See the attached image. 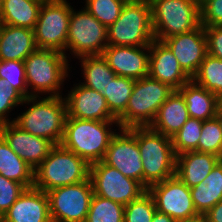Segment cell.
<instances>
[{
    "instance_id": "cell-1",
    "label": "cell",
    "mask_w": 222,
    "mask_h": 222,
    "mask_svg": "<svg viewBox=\"0 0 222 222\" xmlns=\"http://www.w3.org/2000/svg\"><path fill=\"white\" fill-rule=\"evenodd\" d=\"M30 105L13 122L22 130L34 136L45 138L54 145H60L64 136L67 117L66 103L63 96H30L23 100Z\"/></svg>"
},
{
    "instance_id": "cell-39",
    "label": "cell",
    "mask_w": 222,
    "mask_h": 222,
    "mask_svg": "<svg viewBox=\"0 0 222 222\" xmlns=\"http://www.w3.org/2000/svg\"><path fill=\"white\" fill-rule=\"evenodd\" d=\"M201 25L222 26V0H200Z\"/></svg>"
},
{
    "instance_id": "cell-23",
    "label": "cell",
    "mask_w": 222,
    "mask_h": 222,
    "mask_svg": "<svg viewBox=\"0 0 222 222\" xmlns=\"http://www.w3.org/2000/svg\"><path fill=\"white\" fill-rule=\"evenodd\" d=\"M188 119L189 114L185 99L178 90H174L160 106L155 119L149 127L171 138Z\"/></svg>"
},
{
    "instance_id": "cell-31",
    "label": "cell",
    "mask_w": 222,
    "mask_h": 222,
    "mask_svg": "<svg viewBox=\"0 0 222 222\" xmlns=\"http://www.w3.org/2000/svg\"><path fill=\"white\" fill-rule=\"evenodd\" d=\"M202 125L203 120L189 117L181 129L171 137L175 155L187 151H198Z\"/></svg>"
},
{
    "instance_id": "cell-24",
    "label": "cell",
    "mask_w": 222,
    "mask_h": 222,
    "mask_svg": "<svg viewBox=\"0 0 222 222\" xmlns=\"http://www.w3.org/2000/svg\"><path fill=\"white\" fill-rule=\"evenodd\" d=\"M184 97L190 118L210 120L218 111V96L197 84L193 79L178 90Z\"/></svg>"
},
{
    "instance_id": "cell-17",
    "label": "cell",
    "mask_w": 222,
    "mask_h": 222,
    "mask_svg": "<svg viewBox=\"0 0 222 222\" xmlns=\"http://www.w3.org/2000/svg\"><path fill=\"white\" fill-rule=\"evenodd\" d=\"M0 135L10 148L34 170L55 146L51 141L22 130L14 122L0 124Z\"/></svg>"
},
{
    "instance_id": "cell-2",
    "label": "cell",
    "mask_w": 222,
    "mask_h": 222,
    "mask_svg": "<svg viewBox=\"0 0 222 222\" xmlns=\"http://www.w3.org/2000/svg\"><path fill=\"white\" fill-rule=\"evenodd\" d=\"M117 120L95 121L66 117L61 145L83 158L89 165L104 159ZM113 130V131H112Z\"/></svg>"
},
{
    "instance_id": "cell-7",
    "label": "cell",
    "mask_w": 222,
    "mask_h": 222,
    "mask_svg": "<svg viewBox=\"0 0 222 222\" xmlns=\"http://www.w3.org/2000/svg\"><path fill=\"white\" fill-rule=\"evenodd\" d=\"M173 91L169 85L149 76L135 80L127 108L117 119L119 128L150 126Z\"/></svg>"
},
{
    "instance_id": "cell-29",
    "label": "cell",
    "mask_w": 222,
    "mask_h": 222,
    "mask_svg": "<svg viewBox=\"0 0 222 222\" xmlns=\"http://www.w3.org/2000/svg\"><path fill=\"white\" fill-rule=\"evenodd\" d=\"M192 79L206 90L219 96L222 94V60L208 53Z\"/></svg>"
},
{
    "instance_id": "cell-16",
    "label": "cell",
    "mask_w": 222,
    "mask_h": 222,
    "mask_svg": "<svg viewBox=\"0 0 222 222\" xmlns=\"http://www.w3.org/2000/svg\"><path fill=\"white\" fill-rule=\"evenodd\" d=\"M73 86L64 96L67 117L95 121L117 120L110 113L106 99L100 92L79 82Z\"/></svg>"
},
{
    "instance_id": "cell-36",
    "label": "cell",
    "mask_w": 222,
    "mask_h": 222,
    "mask_svg": "<svg viewBox=\"0 0 222 222\" xmlns=\"http://www.w3.org/2000/svg\"><path fill=\"white\" fill-rule=\"evenodd\" d=\"M194 207L199 215H205L222 200L221 190H212L203 181L190 188Z\"/></svg>"
},
{
    "instance_id": "cell-26",
    "label": "cell",
    "mask_w": 222,
    "mask_h": 222,
    "mask_svg": "<svg viewBox=\"0 0 222 222\" xmlns=\"http://www.w3.org/2000/svg\"><path fill=\"white\" fill-rule=\"evenodd\" d=\"M0 174L23 184L34 187V169L18 156L0 135Z\"/></svg>"
},
{
    "instance_id": "cell-38",
    "label": "cell",
    "mask_w": 222,
    "mask_h": 222,
    "mask_svg": "<svg viewBox=\"0 0 222 222\" xmlns=\"http://www.w3.org/2000/svg\"><path fill=\"white\" fill-rule=\"evenodd\" d=\"M25 189L26 187L23 184L7 179L0 174V219Z\"/></svg>"
},
{
    "instance_id": "cell-21",
    "label": "cell",
    "mask_w": 222,
    "mask_h": 222,
    "mask_svg": "<svg viewBox=\"0 0 222 222\" xmlns=\"http://www.w3.org/2000/svg\"><path fill=\"white\" fill-rule=\"evenodd\" d=\"M220 161L212 153L187 151L176 155L175 175L189 188L201 183Z\"/></svg>"
},
{
    "instance_id": "cell-44",
    "label": "cell",
    "mask_w": 222,
    "mask_h": 222,
    "mask_svg": "<svg viewBox=\"0 0 222 222\" xmlns=\"http://www.w3.org/2000/svg\"><path fill=\"white\" fill-rule=\"evenodd\" d=\"M176 222H206L204 215H198L196 217L185 219V220H179Z\"/></svg>"
},
{
    "instance_id": "cell-34",
    "label": "cell",
    "mask_w": 222,
    "mask_h": 222,
    "mask_svg": "<svg viewBox=\"0 0 222 222\" xmlns=\"http://www.w3.org/2000/svg\"><path fill=\"white\" fill-rule=\"evenodd\" d=\"M198 152L212 153L218 157L222 156V131L216 117L203 121L198 141Z\"/></svg>"
},
{
    "instance_id": "cell-30",
    "label": "cell",
    "mask_w": 222,
    "mask_h": 222,
    "mask_svg": "<svg viewBox=\"0 0 222 222\" xmlns=\"http://www.w3.org/2000/svg\"><path fill=\"white\" fill-rule=\"evenodd\" d=\"M125 206L93 195L85 222H124Z\"/></svg>"
},
{
    "instance_id": "cell-10",
    "label": "cell",
    "mask_w": 222,
    "mask_h": 222,
    "mask_svg": "<svg viewBox=\"0 0 222 222\" xmlns=\"http://www.w3.org/2000/svg\"><path fill=\"white\" fill-rule=\"evenodd\" d=\"M67 0L43 1L39 17L33 29L38 49L55 50L66 53L69 20L72 12Z\"/></svg>"
},
{
    "instance_id": "cell-11",
    "label": "cell",
    "mask_w": 222,
    "mask_h": 222,
    "mask_svg": "<svg viewBox=\"0 0 222 222\" xmlns=\"http://www.w3.org/2000/svg\"><path fill=\"white\" fill-rule=\"evenodd\" d=\"M46 193L52 222H85L94 195L90 178Z\"/></svg>"
},
{
    "instance_id": "cell-25",
    "label": "cell",
    "mask_w": 222,
    "mask_h": 222,
    "mask_svg": "<svg viewBox=\"0 0 222 222\" xmlns=\"http://www.w3.org/2000/svg\"><path fill=\"white\" fill-rule=\"evenodd\" d=\"M43 1L46 0H3L0 20L3 24L34 29Z\"/></svg>"
},
{
    "instance_id": "cell-19",
    "label": "cell",
    "mask_w": 222,
    "mask_h": 222,
    "mask_svg": "<svg viewBox=\"0 0 222 222\" xmlns=\"http://www.w3.org/2000/svg\"><path fill=\"white\" fill-rule=\"evenodd\" d=\"M149 77L179 90L191 78L183 71L171 49L163 42L154 40L150 44Z\"/></svg>"
},
{
    "instance_id": "cell-28",
    "label": "cell",
    "mask_w": 222,
    "mask_h": 222,
    "mask_svg": "<svg viewBox=\"0 0 222 222\" xmlns=\"http://www.w3.org/2000/svg\"><path fill=\"white\" fill-rule=\"evenodd\" d=\"M134 85V79L116 75L104 88L102 95L106 99L110 113L116 119L125 112Z\"/></svg>"
},
{
    "instance_id": "cell-32",
    "label": "cell",
    "mask_w": 222,
    "mask_h": 222,
    "mask_svg": "<svg viewBox=\"0 0 222 222\" xmlns=\"http://www.w3.org/2000/svg\"><path fill=\"white\" fill-rule=\"evenodd\" d=\"M85 8L107 28L113 24L122 12L124 0H84Z\"/></svg>"
},
{
    "instance_id": "cell-41",
    "label": "cell",
    "mask_w": 222,
    "mask_h": 222,
    "mask_svg": "<svg viewBox=\"0 0 222 222\" xmlns=\"http://www.w3.org/2000/svg\"><path fill=\"white\" fill-rule=\"evenodd\" d=\"M212 190H221L222 192V162L219 161L216 166L211 170L207 177L203 180Z\"/></svg>"
},
{
    "instance_id": "cell-27",
    "label": "cell",
    "mask_w": 222,
    "mask_h": 222,
    "mask_svg": "<svg viewBox=\"0 0 222 222\" xmlns=\"http://www.w3.org/2000/svg\"><path fill=\"white\" fill-rule=\"evenodd\" d=\"M78 60L79 63L81 62V74L84 79L79 83L102 94L104 88L116 76L106 59L103 55H93L81 57Z\"/></svg>"
},
{
    "instance_id": "cell-4",
    "label": "cell",
    "mask_w": 222,
    "mask_h": 222,
    "mask_svg": "<svg viewBox=\"0 0 222 222\" xmlns=\"http://www.w3.org/2000/svg\"><path fill=\"white\" fill-rule=\"evenodd\" d=\"M136 139L143 164V186L162 182L175 175L176 155L170 137L147 127H136Z\"/></svg>"
},
{
    "instance_id": "cell-20",
    "label": "cell",
    "mask_w": 222,
    "mask_h": 222,
    "mask_svg": "<svg viewBox=\"0 0 222 222\" xmlns=\"http://www.w3.org/2000/svg\"><path fill=\"white\" fill-rule=\"evenodd\" d=\"M0 222H52L47 193L35 187L26 188Z\"/></svg>"
},
{
    "instance_id": "cell-35",
    "label": "cell",
    "mask_w": 222,
    "mask_h": 222,
    "mask_svg": "<svg viewBox=\"0 0 222 222\" xmlns=\"http://www.w3.org/2000/svg\"><path fill=\"white\" fill-rule=\"evenodd\" d=\"M0 78L7 79L24 98L29 97L24 61L0 60Z\"/></svg>"
},
{
    "instance_id": "cell-9",
    "label": "cell",
    "mask_w": 222,
    "mask_h": 222,
    "mask_svg": "<svg viewBox=\"0 0 222 222\" xmlns=\"http://www.w3.org/2000/svg\"><path fill=\"white\" fill-rule=\"evenodd\" d=\"M72 7L66 42V52L81 58L102 55L108 46L107 27L101 24L85 7ZM69 49V50H68Z\"/></svg>"
},
{
    "instance_id": "cell-12",
    "label": "cell",
    "mask_w": 222,
    "mask_h": 222,
    "mask_svg": "<svg viewBox=\"0 0 222 222\" xmlns=\"http://www.w3.org/2000/svg\"><path fill=\"white\" fill-rule=\"evenodd\" d=\"M89 178L95 195L123 206L147 191L139 181L124 176L119 170L103 161L90 165Z\"/></svg>"
},
{
    "instance_id": "cell-3",
    "label": "cell",
    "mask_w": 222,
    "mask_h": 222,
    "mask_svg": "<svg viewBox=\"0 0 222 222\" xmlns=\"http://www.w3.org/2000/svg\"><path fill=\"white\" fill-rule=\"evenodd\" d=\"M69 61L55 50L37 49L25 60L26 83L30 96H62L63 83L69 77Z\"/></svg>"
},
{
    "instance_id": "cell-48",
    "label": "cell",
    "mask_w": 222,
    "mask_h": 222,
    "mask_svg": "<svg viewBox=\"0 0 222 222\" xmlns=\"http://www.w3.org/2000/svg\"><path fill=\"white\" fill-rule=\"evenodd\" d=\"M2 1L3 0H0V11H1V8H2Z\"/></svg>"
},
{
    "instance_id": "cell-8",
    "label": "cell",
    "mask_w": 222,
    "mask_h": 222,
    "mask_svg": "<svg viewBox=\"0 0 222 222\" xmlns=\"http://www.w3.org/2000/svg\"><path fill=\"white\" fill-rule=\"evenodd\" d=\"M155 40L193 31L201 25L200 0H148Z\"/></svg>"
},
{
    "instance_id": "cell-33",
    "label": "cell",
    "mask_w": 222,
    "mask_h": 222,
    "mask_svg": "<svg viewBox=\"0 0 222 222\" xmlns=\"http://www.w3.org/2000/svg\"><path fill=\"white\" fill-rule=\"evenodd\" d=\"M156 206L148 190L125 206L124 222H152Z\"/></svg>"
},
{
    "instance_id": "cell-37",
    "label": "cell",
    "mask_w": 222,
    "mask_h": 222,
    "mask_svg": "<svg viewBox=\"0 0 222 222\" xmlns=\"http://www.w3.org/2000/svg\"><path fill=\"white\" fill-rule=\"evenodd\" d=\"M24 99L7 79L0 78V124L13 122L12 118L9 119V113Z\"/></svg>"
},
{
    "instance_id": "cell-18",
    "label": "cell",
    "mask_w": 222,
    "mask_h": 222,
    "mask_svg": "<svg viewBox=\"0 0 222 222\" xmlns=\"http://www.w3.org/2000/svg\"><path fill=\"white\" fill-rule=\"evenodd\" d=\"M150 46L108 45L102 55L117 76L141 79L149 74Z\"/></svg>"
},
{
    "instance_id": "cell-22",
    "label": "cell",
    "mask_w": 222,
    "mask_h": 222,
    "mask_svg": "<svg viewBox=\"0 0 222 222\" xmlns=\"http://www.w3.org/2000/svg\"><path fill=\"white\" fill-rule=\"evenodd\" d=\"M37 49L33 29L3 24L0 32V60L24 61Z\"/></svg>"
},
{
    "instance_id": "cell-13",
    "label": "cell",
    "mask_w": 222,
    "mask_h": 222,
    "mask_svg": "<svg viewBox=\"0 0 222 222\" xmlns=\"http://www.w3.org/2000/svg\"><path fill=\"white\" fill-rule=\"evenodd\" d=\"M102 161L143 185V164L136 139V127L118 128Z\"/></svg>"
},
{
    "instance_id": "cell-46",
    "label": "cell",
    "mask_w": 222,
    "mask_h": 222,
    "mask_svg": "<svg viewBox=\"0 0 222 222\" xmlns=\"http://www.w3.org/2000/svg\"><path fill=\"white\" fill-rule=\"evenodd\" d=\"M218 111H222V94L218 96Z\"/></svg>"
},
{
    "instance_id": "cell-6",
    "label": "cell",
    "mask_w": 222,
    "mask_h": 222,
    "mask_svg": "<svg viewBox=\"0 0 222 222\" xmlns=\"http://www.w3.org/2000/svg\"><path fill=\"white\" fill-rule=\"evenodd\" d=\"M108 45L150 46L155 40L151 3L148 0L126 2L116 21L107 28Z\"/></svg>"
},
{
    "instance_id": "cell-47",
    "label": "cell",
    "mask_w": 222,
    "mask_h": 222,
    "mask_svg": "<svg viewBox=\"0 0 222 222\" xmlns=\"http://www.w3.org/2000/svg\"><path fill=\"white\" fill-rule=\"evenodd\" d=\"M2 26H3V23H2V21L0 20V32H1Z\"/></svg>"
},
{
    "instance_id": "cell-42",
    "label": "cell",
    "mask_w": 222,
    "mask_h": 222,
    "mask_svg": "<svg viewBox=\"0 0 222 222\" xmlns=\"http://www.w3.org/2000/svg\"><path fill=\"white\" fill-rule=\"evenodd\" d=\"M204 217L206 222H222V200L211 208Z\"/></svg>"
},
{
    "instance_id": "cell-43",
    "label": "cell",
    "mask_w": 222,
    "mask_h": 222,
    "mask_svg": "<svg viewBox=\"0 0 222 222\" xmlns=\"http://www.w3.org/2000/svg\"><path fill=\"white\" fill-rule=\"evenodd\" d=\"M152 222H176V221L173 218H171L169 215L156 211L154 213Z\"/></svg>"
},
{
    "instance_id": "cell-5",
    "label": "cell",
    "mask_w": 222,
    "mask_h": 222,
    "mask_svg": "<svg viewBox=\"0 0 222 222\" xmlns=\"http://www.w3.org/2000/svg\"><path fill=\"white\" fill-rule=\"evenodd\" d=\"M90 165L80 156L55 145L34 170V187L48 192L52 189L81 183L89 178Z\"/></svg>"
},
{
    "instance_id": "cell-15",
    "label": "cell",
    "mask_w": 222,
    "mask_h": 222,
    "mask_svg": "<svg viewBox=\"0 0 222 222\" xmlns=\"http://www.w3.org/2000/svg\"><path fill=\"white\" fill-rule=\"evenodd\" d=\"M163 42L171 49L183 71L192 79L208 54L204 26L200 25L193 31L173 35Z\"/></svg>"
},
{
    "instance_id": "cell-40",
    "label": "cell",
    "mask_w": 222,
    "mask_h": 222,
    "mask_svg": "<svg viewBox=\"0 0 222 222\" xmlns=\"http://www.w3.org/2000/svg\"><path fill=\"white\" fill-rule=\"evenodd\" d=\"M208 53L222 60V26H204Z\"/></svg>"
},
{
    "instance_id": "cell-45",
    "label": "cell",
    "mask_w": 222,
    "mask_h": 222,
    "mask_svg": "<svg viewBox=\"0 0 222 222\" xmlns=\"http://www.w3.org/2000/svg\"><path fill=\"white\" fill-rule=\"evenodd\" d=\"M215 117L218 119L221 131H222V111H217V114Z\"/></svg>"
},
{
    "instance_id": "cell-14",
    "label": "cell",
    "mask_w": 222,
    "mask_h": 222,
    "mask_svg": "<svg viewBox=\"0 0 222 222\" xmlns=\"http://www.w3.org/2000/svg\"><path fill=\"white\" fill-rule=\"evenodd\" d=\"M156 211L169 215L175 221L198 216L191 196L190 188L176 175L150 186Z\"/></svg>"
}]
</instances>
